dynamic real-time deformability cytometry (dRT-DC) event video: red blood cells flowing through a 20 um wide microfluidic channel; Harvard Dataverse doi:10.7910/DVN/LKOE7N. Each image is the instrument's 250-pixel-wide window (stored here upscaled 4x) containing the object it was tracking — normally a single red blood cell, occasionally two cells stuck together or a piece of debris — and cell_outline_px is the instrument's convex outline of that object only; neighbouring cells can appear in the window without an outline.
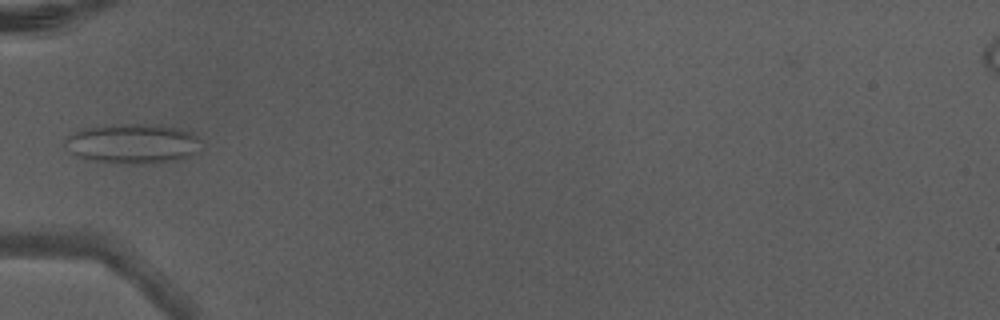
{"species": "Egyptian fruit bat (a non-hibernating species)", "species_latin": "Rousettus aegyptiacus", "temperature_condition": "warm", "stored_images_in_passage": 5, "camera_frame_rate_fps": 3000, "um_per_image_px": 0.085, "animal": {"sex": "male"}, "frame": {"image": 1, "passage_image": 4, "time_ms": 1.0, "image_size_px": [1000, 320], "cell_outline_px": [[200, 152], [176, 160], [148, 164], [132, 164], [96, 160], [76, 156], [64, 144], [64, 140], [68, 136], [80, 128], [120, 124], [152, 124], [176, 128], [192, 132], [200, 140]], "centroid_in_image_um": [11.3, 12.2], "position_along_channel_um": 73.7, "area_um2": 31.5}}